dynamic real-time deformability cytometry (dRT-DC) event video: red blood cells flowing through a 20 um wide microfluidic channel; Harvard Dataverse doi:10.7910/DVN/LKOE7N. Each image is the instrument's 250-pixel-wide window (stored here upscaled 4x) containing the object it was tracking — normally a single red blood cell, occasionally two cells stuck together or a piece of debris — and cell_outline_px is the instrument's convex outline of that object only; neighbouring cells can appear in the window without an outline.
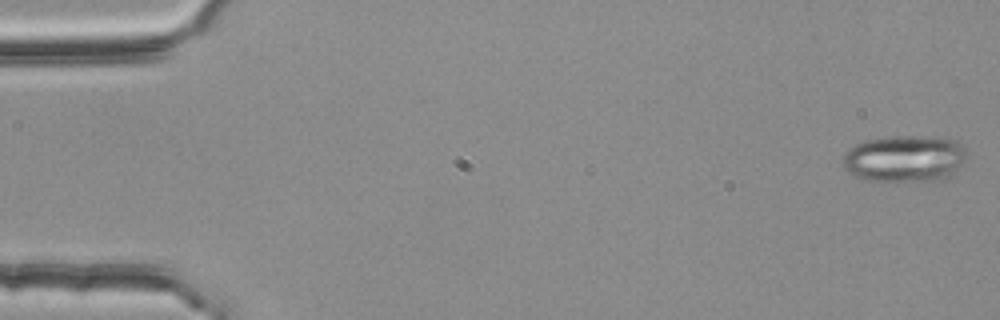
{"species": "common noctule bat (a hibernating species)", "species_latin": "Nyctalus noctula", "temperature_condition": "room temperature", "stored_images_in_passage": 4, "camera_frame_rate_fps": 3000, "um_per_image_px": 0.085, "animal": {"sex": "female", "body_mass_g": 25.1}, "frame": {"image": 1, "passage_image": 1, "time_ms": 0.0, "image_size_px": [1000, 320], "cell_outline_px": [[964, 160], [952, 176], [944, 180], [868, 180], [856, 176], [848, 172], [844, 168], [844, 156], [848, 148], [864, 140], [896, 136], [940, 136], [956, 140], [964, 148]], "centroid_in_image_um": [76.91, 13.46], "position_along_channel_um": 8.1, "area_um2": 33.64}}